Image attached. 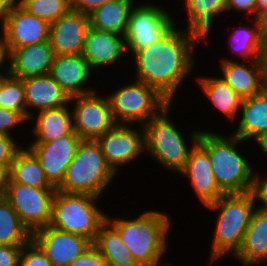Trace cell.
Listing matches in <instances>:
<instances>
[{
	"label": "cell",
	"mask_w": 267,
	"mask_h": 266,
	"mask_svg": "<svg viewBox=\"0 0 267 266\" xmlns=\"http://www.w3.org/2000/svg\"><path fill=\"white\" fill-rule=\"evenodd\" d=\"M165 265L164 266H173L171 263H164Z\"/></svg>",
	"instance_id": "f907efd6"
},
{
	"label": "cell",
	"mask_w": 267,
	"mask_h": 266,
	"mask_svg": "<svg viewBox=\"0 0 267 266\" xmlns=\"http://www.w3.org/2000/svg\"><path fill=\"white\" fill-rule=\"evenodd\" d=\"M0 107L19 112L27 120L25 87L22 79L9 75L0 89Z\"/></svg>",
	"instance_id": "836d02e7"
},
{
	"label": "cell",
	"mask_w": 267,
	"mask_h": 266,
	"mask_svg": "<svg viewBox=\"0 0 267 266\" xmlns=\"http://www.w3.org/2000/svg\"><path fill=\"white\" fill-rule=\"evenodd\" d=\"M198 87L212 105L231 122L238 118L242 98L221 78L213 76L196 77Z\"/></svg>",
	"instance_id": "4316f807"
},
{
	"label": "cell",
	"mask_w": 267,
	"mask_h": 266,
	"mask_svg": "<svg viewBox=\"0 0 267 266\" xmlns=\"http://www.w3.org/2000/svg\"><path fill=\"white\" fill-rule=\"evenodd\" d=\"M261 31H262V42L267 56V11L260 16Z\"/></svg>",
	"instance_id": "f6af8a7d"
},
{
	"label": "cell",
	"mask_w": 267,
	"mask_h": 266,
	"mask_svg": "<svg viewBox=\"0 0 267 266\" xmlns=\"http://www.w3.org/2000/svg\"><path fill=\"white\" fill-rule=\"evenodd\" d=\"M11 135L0 134V169L8 171L15 155L23 148Z\"/></svg>",
	"instance_id": "d590c367"
},
{
	"label": "cell",
	"mask_w": 267,
	"mask_h": 266,
	"mask_svg": "<svg viewBox=\"0 0 267 266\" xmlns=\"http://www.w3.org/2000/svg\"><path fill=\"white\" fill-rule=\"evenodd\" d=\"M180 175L188 179L204 208L225 194L215 180L208 152L198 142L190 150Z\"/></svg>",
	"instance_id": "e0dca14e"
},
{
	"label": "cell",
	"mask_w": 267,
	"mask_h": 266,
	"mask_svg": "<svg viewBox=\"0 0 267 266\" xmlns=\"http://www.w3.org/2000/svg\"><path fill=\"white\" fill-rule=\"evenodd\" d=\"M55 56L50 41L12 49L8 53L9 74L19 79L49 74Z\"/></svg>",
	"instance_id": "ffe728a7"
},
{
	"label": "cell",
	"mask_w": 267,
	"mask_h": 266,
	"mask_svg": "<svg viewBox=\"0 0 267 266\" xmlns=\"http://www.w3.org/2000/svg\"><path fill=\"white\" fill-rule=\"evenodd\" d=\"M106 221L119 233L139 266H164L161 262L167 253L168 235L172 227L171 218L166 212L146 210L136 218L127 219L107 215Z\"/></svg>",
	"instance_id": "7a4b0ae2"
},
{
	"label": "cell",
	"mask_w": 267,
	"mask_h": 266,
	"mask_svg": "<svg viewBox=\"0 0 267 266\" xmlns=\"http://www.w3.org/2000/svg\"><path fill=\"white\" fill-rule=\"evenodd\" d=\"M197 42L201 44L204 39L175 25L158 42L132 56L136 66L135 80L155 88L173 104L184 80L193 74Z\"/></svg>",
	"instance_id": "6da1fadb"
},
{
	"label": "cell",
	"mask_w": 267,
	"mask_h": 266,
	"mask_svg": "<svg viewBox=\"0 0 267 266\" xmlns=\"http://www.w3.org/2000/svg\"><path fill=\"white\" fill-rule=\"evenodd\" d=\"M257 144V147L259 146L263 154L267 156V133L262 134L258 139L254 141Z\"/></svg>",
	"instance_id": "7dc6e473"
},
{
	"label": "cell",
	"mask_w": 267,
	"mask_h": 266,
	"mask_svg": "<svg viewBox=\"0 0 267 266\" xmlns=\"http://www.w3.org/2000/svg\"><path fill=\"white\" fill-rule=\"evenodd\" d=\"M100 198L88 194L57 191L52 203L49 226L68 233L78 234L94 242L107 215L99 208Z\"/></svg>",
	"instance_id": "52a82bcc"
},
{
	"label": "cell",
	"mask_w": 267,
	"mask_h": 266,
	"mask_svg": "<svg viewBox=\"0 0 267 266\" xmlns=\"http://www.w3.org/2000/svg\"><path fill=\"white\" fill-rule=\"evenodd\" d=\"M233 257L241 266L267 263V212L258 208L254 210L242 244Z\"/></svg>",
	"instance_id": "603a6c76"
},
{
	"label": "cell",
	"mask_w": 267,
	"mask_h": 266,
	"mask_svg": "<svg viewBox=\"0 0 267 266\" xmlns=\"http://www.w3.org/2000/svg\"><path fill=\"white\" fill-rule=\"evenodd\" d=\"M32 240L53 266H69L92 242L84 236L47 226L32 233Z\"/></svg>",
	"instance_id": "9a60e30c"
},
{
	"label": "cell",
	"mask_w": 267,
	"mask_h": 266,
	"mask_svg": "<svg viewBox=\"0 0 267 266\" xmlns=\"http://www.w3.org/2000/svg\"><path fill=\"white\" fill-rule=\"evenodd\" d=\"M108 1L111 0H71V9L88 15Z\"/></svg>",
	"instance_id": "b9f144b4"
},
{
	"label": "cell",
	"mask_w": 267,
	"mask_h": 266,
	"mask_svg": "<svg viewBox=\"0 0 267 266\" xmlns=\"http://www.w3.org/2000/svg\"><path fill=\"white\" fill-rule=\"evenodd\" d=\"M69 266H108L101 252L92 244L84 253L77 257Z\"/></svg>",
	"instance_id": "74e56055"
},
{
	"label": "cell",
	"mask_w": 267,
	"mask_h": 266,
	"mask_svg": "<svg viewBox=\"0 0 267 266\" xmlns=\"http://www.w3.org/2000/svg\"><path fill=\"white\" fill-rule=\"evenodd\" d=\"M247 21L252 22V25L233 27L235 30L229 33L228 44L231 52L242 61L267 59L262 42L260 19L252 18Z\"/></svg>",
	"instance_id": "f1b7e54d"
},
{
	"label": "cell",
	"mask_w": 267,
	"mask_h": 266,
	"mask_svg": "<svg viewBox=\"0 0 267 266\" xmlns=\"http://www.w3.org/2000/svg\"><path fill=\"white\" fill-rule=\"evenodd\" d=\"M22 81L25 87L27 121L36 112L65 106L70 103L69 95L50 74L28 77L22 79Z\"/></svg>",
	"instance_id": "7402d4cb"
},
{
	"label": "cell",
	"mask_w": 267,
	"mask_h": 266,
	"mask_svg": "<svg viewBox=\"0 0 267 266\" xmlns=\"http://www.w3.org/2000/svg\"><path fill=\"white\" fill-rule=\"evenodd\" d=\"M70 103L73 129L82 140H96L116 124L107 95L95 90L71 97Z\"/></svg>",
	"instance_id": "8fae6325"
},
{
	"label": "cell",
	"mask_w": 267,
	"mask_h": 266,
	"mask_svg": "<svg viewBox=\"0 0 267 266\" xmlns=\"http://www.w3.org/2000/svg\"><path fill=\"white\" fill-rule=\"evenodd\" d=\"M171 108H173L172 103L143 125L145 155L154 158L153 160L157 161L167 171L179 173L188 159L190 150L198 141L202 130L193 129L189 138L185 139L180 132L181 129L178 126L176 127L175 122H172L173 120L169 118ZM188 140L190 141L189 145L187 144Z\"/></svg>",
	"instance_id": "5b68a950"
},
{
	"label": "cell",
	"mask_w": 267,
	"mask_h": 266,
	"mask_svg": "<svg viewBox=\"0 0 267 266\" xmlns=\"http://www.w3.org/2000/svg\"><path fill=\"white\" fill-rule=\"evenodd\" d=\"M23 245H0V266H20Z\"/></svg>",
	"instance_id": "ab89813d"
},
{
	"label": "cell",
	"mask_w": 267,
	"mask_h": 266,
	"mask_svg": "<svg viewBox=\"0 0 267 266\" xmlns=\"http://www.w3.org/2000/svg\"><path fill=\"white\" fill-rule=\"evenodd\" d=\"M126 54L128 53L124 36L88 28L81 55L93 71L99 68L103 70V67L112 66L115 63L117 65L120 60H123L124 55L126 57Z\"/></svg>",
	"instance_id": "d6986e66"
},
{
	"label": "cell",
	"mask_w": 267,
	"mask_h": 266,
	"mask_svg": "<svg viewBox=\"0 0 267 266\" xmlns=\"http://www.w3.org/2000/svg\"><path fill=\"white\" fill-rule=\"evenodd\" d=\"M264 175L265 177L260 175L258 171L255 173L254 187L252 191L255 195L256 201H259L258 203H260L256 205L257 208L261 211L267 212V173Z\"/></svg>",
	"instance_id": "60d3db41"
},
{
	"label": "cell",
	"mask_w": 267,
	"mask_h": 266,
	"mask_svg": "<svg viewBox=\"0 0 267 266\" xmlns=\"http://www.w3.org/2000/svg\"><path fill=\"white\" fill-rule=\"evenodd\" d=\"M26 12L54 23L71 10V0H15Z\"/></svg>",
	"instance_id": "d6a6232c"
},
{
	"label": "cell",
	"mask_w": 267,
	"mask_h": 266,
	"mask_svg": "<svg viewBox=\"0 0 267 266\" xmlns=\"http://www.w3.org/2000/svg\"><path fill=\"white\" fill-rule=\"evenodd\" d=\"M42 110L29 118L33 121L32 136L33 142H52L71 134L73 129L72 111L69 106ZM36 115V116H35Z\"/></svg>",
	"instance_id": "d4e9b609"
},
{
	"label": "cell",
	"mask_w": 267,
	"mask_h": 266,
	"mask_svg": "<svg viewBox=\"0 0 267 266\" xmlns=\"http://www.w3.org/2000/svg\"><path fill=\"white\" fill-rule=\"evenodd\" d=\"M15 0H0V25H1V34L3 33L8 19V14L11 5Z\"/></svg>",
	"instance_id": "7bdbcfd3"
},
{
	"label": "cell",
	"mask_w": 267,
	"mask_h": 266,
	"mask_svg": "<svg viewBox=\"0 0 267 266\" xmlns=\"http://www.w3.org/2000/svg\"><path fill=\"white\" fill-rule=\"evenodd\" d=\"M257 19L267 11V0H256Z\"/></svg>",
	"instance_id": "c3c4849f"
},
{
	"label": "cell",
	"mask_w": 267,
	"mask_h": 266,
	"mask_svg": "<svg viewBox=\"0 0 267 266\" xmlns=\"http://www.w3.org/2000/svg\"><path fill=\"white\" fill-rule=\"evenodd\" d=\"M89 27V16L72 9L50 24L49 41L55 55H80Z\"/></svg>",
	"instance_id": "ac0fdd59"
},
{
	"label": "cell",
	"mask_w": 267,
	"mask_h": 266,
	"mask_svg": "<svg viewBox=\"0 0 267 266\" xmlns=\"http://www.w3.org/2000/svg\"><path fill=\"white\" fill-rule=\"evenodd\" d=\"M134 0H111L93 10L89 16L90 27L125 36Z\"/></svg>",
	"instance_id": "83f0119b"
},
{
	"label": "cell",
	"mask_w": 267,
	"mask_h": 266,
	"mask_svg": "<svg viewBox=\"0 0 267 266\" xmlns=\"http://www.w3.org/2000/svg\"><path fill=\"white\" fill-rule=\"evenodd\" d=\"M107 95L116 124L144 125L170 102L155 88L132 80Z\"/></svg>",
	"instance_id": "ba28073f"
},
{
	"label": "cell",
	"mask_w": 267,
	"mask_h": 266,
	"mask_svg": "<svg viewBox=\"0 0 267 266\" xmlns=\"http://www.w3.org/2000/svg\"><path fill=\"white\" fill-rule=\"evenodd\" d=\"M20 266H53L40 247L31 240L23 245Z\"/></svg>",
	"instance_id": "e575fe53"
},
{
	"label": "cell",
	"mask_w": 267,
	"mask_h": 266,
	"mask_svg": "<svg viewBox=\"0 0 267 266\" xmlns=\"http://www.w3.org/2000/svg\"><path fill=\"white\" fill-rule=\"evenodd\" d=\"M107 261L108 266H139L119 233L106 221L92 243Z\"/></svg>",
	"instance_id": "4dcf8cb0"
},
{
	"label": "cell",
	"mask_w": 267,
	"mask_h": 266,
	"mask_svg": "<svg viewBox=\"0 0 267 266\" xmlns=\"http://www.w3.org/2000/svg\"><path fill=\"white\" fill-rule=\"evenodd\" d=\"M256 203L253 191H249L224 194L217 201L206 206L207 210L218 213L211 240L209 265L230 254L234 256L237 253L252 214L257 208Z\"/></svg>",
	"instance_id": "277c9868"
},
{
	"label": "cell",
	"mask_w": 267,
	"mask_h": 266,
	"mask_svg": "<svg viewBox=\"0 0 267 266\" xmlns=\"http://www.w3.org/2000/svg\"><path fill=\"white\" fill-rule=\"evenodd\" d=\"M147 3V4H146ZM134 5L130 11L125 38L126 52L133 56L138 50L158 42L177 23L162 5L151 2Z\"/></svg>",
	"instance_id": "9c48e42d"
},
{
	"label": "cell",
	"mask_w": 267,
	"mask_h": 266,
	"mask_svg": "<svg viewBox=\"0 0 267 266\" xmlns=\"http://www.w3.org/2000/svg\"><path fill=\"white\" fill-rule=\"evenodd\" d=\"M50 24L26 12L16 2L9 10L6 27L0 35L7 52L35 43L49 41Z\"/></svg>",
	"instance_id": "2e32d148"
},
{
	"label": "cell",
	"mask_w": 267,
	"mask_h": 266,
	"mask_svg": "<svg viewBox=\"0 0 267 266\" xmlns=\"http://www.w3.org/2000/svg\"><path fill=\"white\" fill-rule=\"evenodd\" d=\"M82 139L73 131L71 134L52 142H32L27 148L39 160L48 181L57 188L66 169L75 157Z\"/></svg>",
	"instance_id": "4fadbf2b"
},
{
	"label": "cell",
	"mask_w": 267,
	"mask_h": 266,
	"mask_svg": "<svg viewBox=\"0 0 267 266\" xmlns=\"http://www.w3.org/2000/svg\"><path fill=\"white\" fill-rule=\"evenodd\" d=\"M182 6L187 12L186 30L200 35L204 39L203 44H210L214 20L227 14L226 0H186Z\"/></svg>",
	"instance_id": "484cf974"
},
{
	"label": "cell",
	"mask_w": 267,
	"mask_h": 266,
	"mask_svg": "<svg viewBox=\"0 0 267 266\" xmlns=\"http://www.w3.org/2000/svg\"><path fill=\"white\" fill-rule=\"evenodd\" d=\"M218 62L222 75L219 76L242 99L254 96L267 87V59L240 61V63L239 60L222 57Z\"/></svg>",
	"instance_id": "5bb4252c"
},
{
	"label": "cell",
	"mask_w": 267,
	"mask_h": 266,
	"mask_svg": "<svg viewBox=\"0 0 267 266\" xmlns=\"http://www.w3.org/2000/svg\"><path fill=\"white\" fill-rule=\"evenodd\" d=\"M27 122L19 112L0 107V134L12 136L15 128Z\"/></svg>",
	"instance_id": "8d00e7d4"
},
{
	"label": "cell",
	"mask_w": 267,
	"mask_h": 266,
	"mask_svg": "<svg viewBox=\"0 0 267 266\" xmlns=\"http://www.w3.org/2000/svg\"><path fill=\"white\" fill-rule=\"evenodd\" d=\"M55 193L56 189H38L7 182L5 199L16 211L22 223L33 233L50 224Z\"/></svg>",
	"instance_id": "30bf717a"
},
{
	"label": "cell",
	"mask_w": 267,
	"mask_h": 266,
	"mask_svg": "<svg viewBox=\"0 0 267 266\" xmlns=\"http://www.w3.org/2000/svg\"><path fill=\"white\" fill-rule=\"evenodd\" d=\"M197 142L208 152L215 180L225 194L253 190L256 169L238 148L244 140L207 129L200 132Z\"/></svg>",
	"instance_id": "3957f363"
},
{
	"label": "cell",
	"mask_w": 267,
	"mask_h": 266,
	"mask_svg": "<svg viewBox=\"0 0 267 266\" xmlns=\"http://www.w3.org/2000/svg\"><path fill=\"white\" fill-rule=\"evenodd\" d=\"M32 240V233L22 223L11 204L0 199V245H25Z\"/></svg>",
	"instance_id": "1f68e13d"
},
{
	"label": "cell",
	"mask_w": 267,
	"mask_h": 266,
	"mask_svg": "<svg viewBox=\"0 0 267 266\" xmlns=\"http://www.w3.org/2000/svg\"><path fill=\"white\" fill-rule=\"evenodd\" d=\"M93 73L96 72L90 68L89 63L80 54L55 56L49 74L71 98L97 90L86 87Z\"/></svg>",
	"instance_id": "44dd1931"
},
{
	"label": "cell",
	"mask_w": 267,
	"mask_h": 266,
	"mask_svg": "<svg viewBox=\"0 0 267 266\" xmlns=\"http://www.w3.org/2000/svg\"><path fill=\"white\" fill-rule=\"evenodd\" d=\"M8 171L0 169V199L5 198Z\"/></svg>",
	"instance_id": "bcb514c9"
},
{
	"label": "cell",
	"mask_w": 267,
	"mask_h": 266,
	"mask_svg": "<svg viewBox=\"0 0 267 266\" xmlns=\"http://www.w3.org/2000/svg\"><path fill=\"white\" fill-rule=\"evenodd\" d=\"M10 74H0V89L2 86L3 81L9 76Z\"/></svg>",
	"instance_id": "681fc988"
},
{
	"label": "cell",
	"mask_w": 267,
	"mask_h": 266,
	"mask_svg": "<svg viewBox=\"0 0 267 266\" xmlns=\"http://www.w3.org/2000/svg\"><path fill=\"white\" fill-rule=\"evenodd\" d=\"M227 13L237 11L247 19L257 18L256 0H226Z\"/></svg>",
	"instance_id": "f35d334b"
},
{
	"label": "cell",
	"mask_w": 267,
	"mask_h": 266,
	"mask_svg": "<svg viewBox=\"0 0 267 266\" xmlns=\"http://www.w3.org/2000/svg\"><path fill=\"white\" fill-rule=\"evenodd\" d=\"M7 63H8L7 48L5 47L2 37L0 36V74H9ZM2 67H3V72H2ZM4 67L7 69L6 71H4Z\"/></svg>",
	"instance_id": "ee69618b"
},
{
	"label": "cell",
	"mask_w": 267,
	"mask_h": 266,
	"mask_svg": "<svg viewBox=\"0 0 267 266\" xmlns=\"http://www.w3.org/2000/svg\"><path fill=\"white\" fill-rule=\"evenodd\" d=\"M96 140H82L57 191L100 198L117 177ZM102 195V196H101Z\"/></svg>",
	"instance_id": "8992f818"
},
{
	"label": "cell",
	"mask_w": 267,
	"mask_h": 266,
	"mask_svg": "<svg viewBox=\"0 0 267 266\" xmlns=\"http://www.w3.org/2000/svg\"><path fill=\"white\" fill-rule=\"evenodd\" d=\"M239 124L232 133L234 136L249 142L255 141L267 133V87L260 93L243 99L239 111ZM240 119V120H239Z\"/></svg>",
	"instance_id": "cb8c5ba5"
},
{
	"label": "cell",
	"mask_w": 267,
	"mask_h": 266,
	"mask_svg": "<svg viewBox=\"0 0 267 266\" xmlns=\"http://www.w3.org/2000/svg\"><path fill=\"white\" fill-rule=\"evenodd\" d=\"M7 182H16L38 189H56L47 179L39 160L23 147L12 161L8 170Z\"/></svg>",
	"instance_id": "f546056e"
},
{
	"label": "cell",
	"mask_w": 267,
	"mask_h": 266,
	"mask_svg": "<svg viewBox=\"0 0 267 266\" xmlns=\"http://www.w3.org/2000/svg\"><path fill=\"white\" fill-rule=\"evenodd\" d=\"M132 126L134 124H115L96 139L107 164L116 174L123 166L145 154L143 125H139L137 129Z\"/></svg>",
	"instance_id": "7c38bea8"
}]
</instances>
